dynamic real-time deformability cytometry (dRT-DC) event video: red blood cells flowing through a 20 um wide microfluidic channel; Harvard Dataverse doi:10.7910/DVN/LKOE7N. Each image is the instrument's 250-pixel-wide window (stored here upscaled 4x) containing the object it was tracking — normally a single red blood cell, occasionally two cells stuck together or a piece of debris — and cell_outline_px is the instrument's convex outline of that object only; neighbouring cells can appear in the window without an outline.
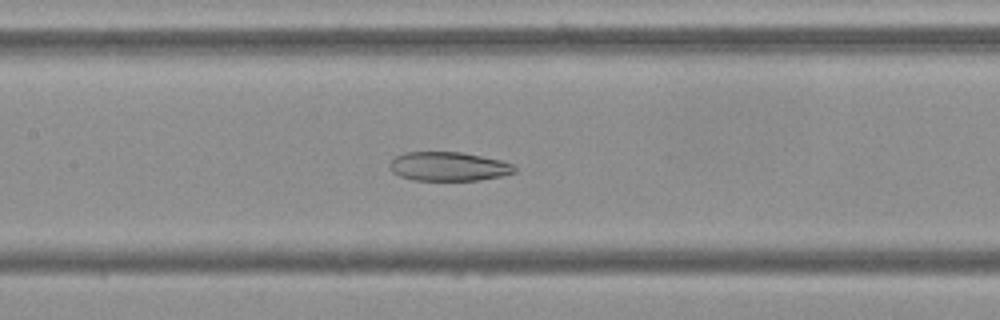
{"species": "Egyptian fruit bat (a non-hibernating species)", "species_latin": "Rousettus aegyptiacus", "temperature_condition": "cold", "stored_images_in_passage": 53, "camera_frame_rate_fps": 3000, "um_per_image_px": 0.085, "frame": {"image": 1, "passage_image": 24, "time_ms": 7.667, "image_size_px": [1000, 320], "cell_outline_px": [[516, 172], [504, 176], [480, 180], [412, 180], [400, 176], [392, 172], [388, 168], [388, 164], [396, 156], [404, 152], [460, 152], [500, 160], [512, 164], [516, 168]], "centroid_in_image_um": [38.11, 14.15], "position_along_channel_um": 169.3, "area_um2": 21.21}}
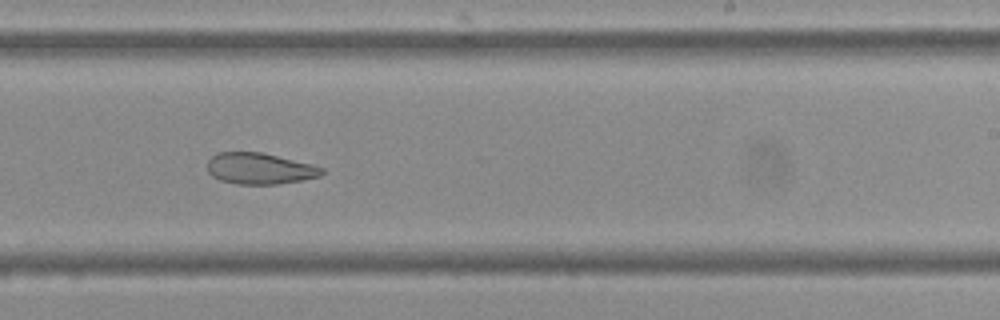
{"frame": {"image": 2, "passage_image": 32, "time_ms": 10.333, "image_size_px": [1000, 320], "cell_outline_px": [[324, 172], [320, 176], [300, 180], [276, 184], [236, 184], [220, 180], [212, 176], [208, 172], [208, 160], [216, 152], [260, 152], [312, 164], [324, 168]], "centroid_in_image_um": [22.05, 14.32], "position_along_channel_um": 266.9, "area_um2": 20.75}}
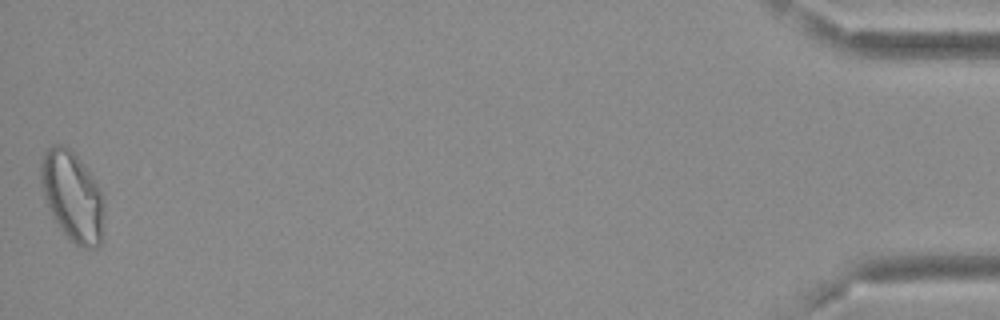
{"frame": {"image": 3, "passage_image": 53, "time_ms": 17.333, "image_size_px": [1000, 320], "cell_outline_px": [[104, 240], [96, 248], [80, 248], [68, 240], [52, 216], [44, 196], [40, 180], [40, 164], [44, 152], [52, 144], [64, 144], [80, 160], [92, 176], [100, 188], [104, 200]], "centroid_in_image_um": [6.18, 16.74], "position_along_channel_um": 429.0, "area_um2": 33.76}, "authors_computed_cell_mechanics": {"area_um2": 26.5302, "velocity_mm_per_s": 3.6715, "shape_relaxation_time_tau1_ms": null, "shape_relaxation_time_tau2_ms": 4.4276, "deformation_change_tau1": null, "deformation_change_tau2": 0.1054}}